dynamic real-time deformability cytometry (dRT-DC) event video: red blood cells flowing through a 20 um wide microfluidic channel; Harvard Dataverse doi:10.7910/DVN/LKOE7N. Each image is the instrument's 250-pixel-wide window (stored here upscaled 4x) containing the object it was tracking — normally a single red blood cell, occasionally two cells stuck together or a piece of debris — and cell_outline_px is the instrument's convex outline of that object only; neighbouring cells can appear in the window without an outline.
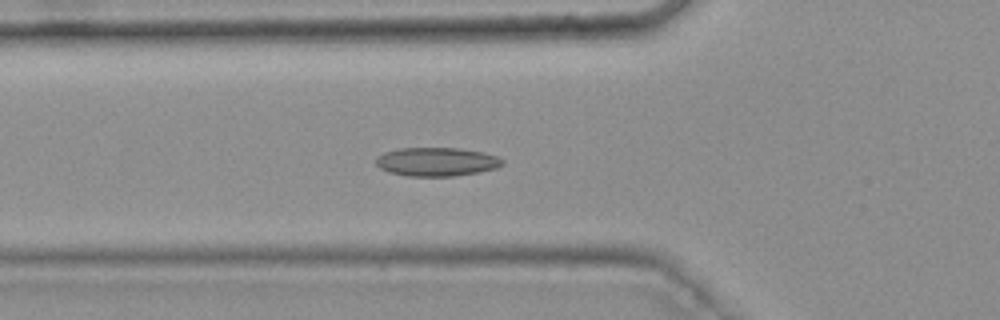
{"species": "common noctule bat (a hibernating species)", "species_latin": "Nyctalus noctula", "temperature_condition": "warm", "stored_images_in_passage": 46, "camera_frame_rate_fps": 3000, "um_per_image_px": 0.085, "animal": {"sex": "female", "body_mass_g": 25.1}, "frame": {"image": 1, "passage_image": 18, "time_ms": 5.667, "image_size_px": [1000, 320], "cell_outline_px": [[504, 164], [496, 168], [480, 172], [452, 176], [404, 176], [388, 172], [380, 168], [376, 164], [376, 160], [384, 152], [396, 148], [456, 148], [484, 152], [496, 156], [504, 160]], "centroid_in_image_um": [37.12, 13.75], "position_along_channel_um": 88.7, "area_um2": 21.21}}
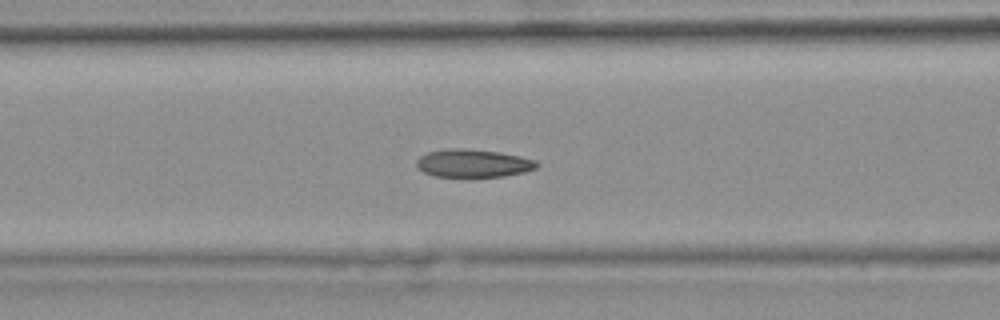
{"frame": {"image": 2, "passage_image": 21, "time_ms": 6.667, "image_size_px": [1000, 320], "cell_outline_px": [[540, 164], [536, 168], [524, 172], [504, 176], [436, 176], [424, 172], [416, 168], [416, 160], [420, 156], [428, 152], [448, 148], [464, 148], [500, 152], [520, 156], [536, 160]], "centroid_in_image_um": [40.22, 13.86], "position_along_channel_um": 126.4, "area_um2": 19.59}}
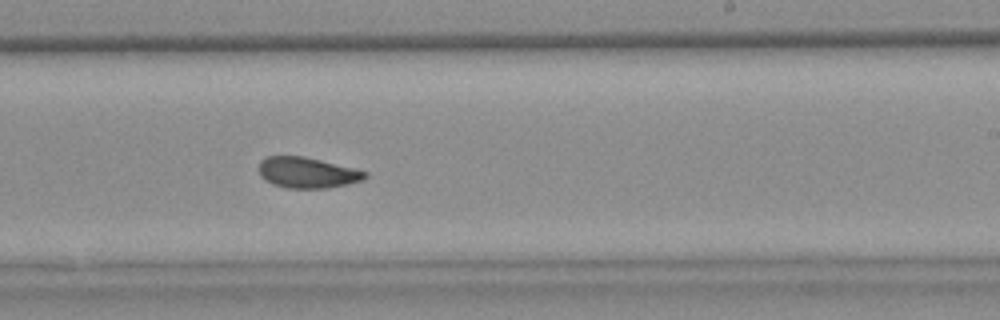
{"frame": {"image": 3, "passage_image": 32, "time_ms": 10.333, "image_size_px": [1000, 320], "cell_outline_px": [[368, 176], [364, 180], [348, 184], [328, 188], [288, 188], [272, 184], [264, 180], [260, 176], [256, 168], [260, 160], [264, 156], [304, 156], [368, 172]], "centroid_in_image_um": [26.06, 14.67], "position_along_channel_um": 262.9, "area_um2": 19.31}, "authors_computed_cell_mechanics": {"area_um2": 19.941, "velocity_mm_per_s": 3.7317, "shape_relaxation_time_tau1_ms": null, "shape_relaxation_time_tau2_ms": 1.8677, "deformation_change_tau1": null, "deformation_change_tau2": 0.064}}